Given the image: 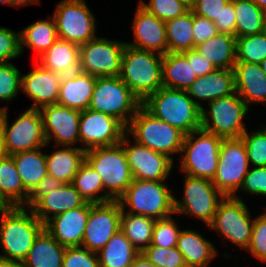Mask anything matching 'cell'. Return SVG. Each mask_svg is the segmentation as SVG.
I'll use <instances>...</instances> for the list:
<instances>
[{
    "instance_id": "25",
    "label": "cell",
    "mask_w": 266,
    "mask_h": 267,
    "mask_svg": "<svg viewBox=\"0 0 266 267\" xmlns=\"http://www.w3.org/2000/svg\"><path fill=\"white\" fill-rule=\"evenodd\" d=\"M85 203L71 183H63L56 190L43 195L30 209L45 224L51 217L83 206Z\"/></svg>"
},
{
    "instance_id": "34",
    "label": "cell",
    "mask_w": 266,
    "mask_h": 267,
    "mask_svg": "<svg viewBox=\"0 0 266 267\" xmlns=\"http://www.w3.org/2000/svg\"><path fill=\"white\" fill-rule=\"evenodd\" d=\"M196 78L192 61H188L182 53L168 52L163 55L162 82L164 87L187 91Z\"/></svg>"
},
{
    "instance_id": "38",
    "label": "cell",
    "mask_w": 266,
    "mask_h": 267,
    "mask_svg": "<svg viewBox=\"0 0 266 267\" xmlns=\"http://www.w3.org/2000/svg\"><path fill=\"white\" fill-rule=\"evenodd\" d=\"M155 221L152 217L122 212L120 230L142 253L152 242Z\"/></svg>"
},
{
    "instance_id": "29",
    "label": "cell",
    "mask_w": 266,
    "mask_h": 267,
    "mask_svg": "<svg viewBox=\"0 0 266 267\" xmlns=\"http://www.w3.org/2000/svg\"><path fill=\"white\" fill-rule=\"evenodd\" d=\"M29 196L13 158L4 154L0 156V207L26 206Z\"/></svg>"
},
{
    "instance_id": "63",
    "label": "cell",
    "mask_w": 266,
    "mask_h": 267,
    "mask_svg": "<svg viewBox=\"0 0 266 267\" xmlns=\"http://www.w3.org/2000/svg\"><path fill=\"white\" fill-rule=\"evenodd\" d=\"M0 3L11 5V0H0Z\"/></svg>"
},
{
    "instance_id": "48",
    "label": "cell",
    "mask_w": 266,
    "mask_h": 267,
    "mask_svg": "<svg viewBox=\"0 0 266 267\" xmlns=\"http://www.w3.org/2000/svg\"><path fill=\"white\" fill-rule=\"evenodd\" d=\"M62 267H100L97 252L83 247H67Z\"/></svg>"
},
{
    "instance_id": "54",
    "label": "cell",
    "mask_w": 266,
    "mask_h": 267,
    "mask_svg": "<svg viewBox=\"0 0 266 267\" xmlns=\"http://www.w3.org/2000/svg\"><path fill=\"white\" fill-rule=\"evenodd\" d=\"M63 183L56 178L46 175L30 194L28 204L25 207L31 208L43 195L59 188Z\"/></svg>"
},
{
    "instance_id": "32",
    "label": "cell",
    "mask_w": 266,
    "mask_h": 267,
    "mask_svg": "<svg viewBox=\"0 0 266 267\" xmlns=\"http://www.w3.org/2000/svg\"><path fill=\"white\" fill-rule=\"evenodd\" d=\"M236 37L218 33L216 36L197 44L194 50L216 68L233 70L236 63Z\"/></svg>"
},
{
    "instance_id": "22",
    "label": "cell",
    "mask_w": 266,
    "mask_h": 267,
    "mask_svg": "<svg viewBox=\"0 0 266 267\" xmlns=\"http://www.w3.org/2000/svg\"><path fill=\"white\" fill-rule=\"evenodd\" d=\"M90 213V203L51 217L44 228L64 247H80Z\"/></svg>"
},
{
    "instance_id": "59",
    "label": "cell",
    "mask_w": 266,
    "mask_h": 267,
    "mask_svg": "<svg viewBox=\"0 0 266 267\" xmlns=\"http://www.w3.org/2000/svg\"><path fill=\"white\" fill-rule=\"evenodd\" d=\"M6 114H7V111L0 112V139L3 138V127H4V122L6 119Z\"/></svg>"
},
{
    "instance_id": "55",
    "label": "cell",
    "mask_w": 266,
    "mask_h": 267,
    "mask_svg": "<svg viewBox=\"0 0 266 267\" xmlns=\"http://www.w3.org/2000/svg\"><path fill=\"white\" fill-rule=\"evenodd\" d=\"M182 54L187 58L188 61H192L193 73H195L197 77L207 75L216 69V67L210 63V61L202 57L194 49L183 52Z\"/></svg>"
},
{
    "instance_id": "37",
    "label": "cell",
    "mask_w": 266,
    "mask_h": 267,
    "mask_svg": "<svg viewBox=\"0 0 266 267\" xmlns=\"http://www.w3.org/2000/svg\"><path fill=\"white\" fill-rule=\"evenodd\" d=\"M193 13L191 10L184 15L165 22L168 52L183 53L194 49Z\"/></svg>"
},
{
    "instance_id": "46",
    "label": "cell",
    "mask_w": 266,
    "mask_h": 267,
    "mask_svg": "<svg viewBox=\"0 0 266 267\" xmlns=\"http://www.w3.org/2000/svg\"><path fill=\"white\" fill-rule=\"evenodd\" d=\"M142 254L157 267H187L177 247L164 248L149 245Z\"/></svg>"
},
{
    "instance_id": "56",
    "label": "cell",
    "mask_w": 266,
    "mask_h": 267,
    "mask_svg": "<svg viewBox=\"0 0 266 267\" xmlns=\"http://www.w3.org/2000/svg\"><path fill=\"white\" fill-rule=\"evenodd\" d=\"M130 267H157V266L151 263L142 253H139V255L134 259Z\"/></svg>"
},
{
    "instance_id": "31",
    "label": "cell",
    "mask_w": 266,
    "mask_h": 267,
    "mask_svg": "<svg viewBox=\"0 0 266 267\" xmlns=\"http://www.w3.org/2000/svg\"><path fill=\"white\" fill-rule=\"evenodd\" d=\"M65 249L44 228L22 263L24 267H62Z\"/></svg>"
},
{
    "instance_id": "57",
    "label": "cell",
    "mask_w": 266,
    "mask_h": 267,
    "mask_svg": "<svg viewBox=\"0 0 266 267\" xmlns=\"http://www.w3.org/2000/svg\"><path fill=\"white\" fill-rule=\"evenodd\" d=\"M0 267H24L21 261L10 260L0 257Z\"/></svg>"
},
{
    "instance_id": "44",
    "label": "cell",
    "mask_w": 266,
    "mask_h": 267,
    "mask_svg": "<svg viewBox=\"0 0 266 267\" xmlns=\"http://www.w3.org/2000/svg\"><path fill=\"white\" fill-rule=\"evenodd\" d=\"M22 74L11 62L0 64V99L12 101L21 90Z\"/></svg>"
},
{
    "instance_id": "23",
    "label": "cell",
    "mask_w": 266,
    "mask_h": 267,
    "mask_svg": "<svg viewBox=\"0 0 266 267\" xmlns=\"http://www.w3.org/2000/svg\"><path fill=\"white\" fill-rule=\"evenodd\" d=\"M234 92V71L221 68H216L207 75L197 77L187 90L189 97L200 108L203 107L200 103L202 100H207L210 103Z\"/></svg>"
},
{
    "instance_id": "53",
    "label": "cell",
    "mask_w": 266,
    "mask_h": 267,
    "mask_svg": "<svg viewBox=\"0 0 266 267\" xmlns=\"http://www.w3.org/2000/svg\"><path fill=\"white\" fill-rule=\"evenodd\" d=\"M214 24L218 33L235 36L236 19L234 11V0H231L223 9L219 18H216Z\"/></svg>"
},
{
    "instance_id": "42",
    "label": "cell",
    "mask_w": 266,
    "mask_h": 267,
    "mask_svg": "<svg viewBox=\"0 0 266 267\" xmlns=\"http://www.w3.org/2000/svg\"><path fill=\"white\" fill-rule=\"evenodd\" d=\"M241 138L245 143L249 163L254 167H266V127L251 133L246 130Z\"/></svg>"
},
{
    "instance_id": "19",
    "label": "cell",
    "mask_w": 266,
    "mask_h": 267,
    "mask_svg": "<svg viewBox=\"0 0 266 267\" xmlns=\"http://www.w3.org/2000/svg\"><path fill=\"white\" fill-rule=\"evenodd\" d=\"M46 143L54 140L56 146H73L79 142L81 111L58 103L40 109Z\"/></svg>"
},
{
    "instance_id": "26",
    "label": "cell",
    "mask_w": 266,
    "mask_h": 267,
    "mask_svg": "<svg viewBox=\"0 0 266 267\" xmlns=\"http://www.w3.org/2000/svg\"><path fill=\"white\" fill-rule=\"evenodd\" d=\"M97 77L81 71L63 75L57 103L80 111L89 108Z\"/></svg>"
},
{
    "instance_id": "6",
    "label": "cell",
    "mask_w": 266,
    "mask_h": 267,
    "mask_svg": "<svg viewBox=\"0 0 266 267\" xmlns=\"http://www.w3.org/2000/svg\"><path fill=\"white\" fill-rule=\"evenodd\" d=\"M85 161L100 175L105 193L113 200H118L133 181L121 143L87 150Z\"/></svg>"
},
{
    "instance_id": "16",
    "label": "cell",
    "mask_w": 266,
    "mask_h": 267,
    "mask_svg": "<svg viewBox=\"0 0 266 267\" xmlns=\"http://www.w3.org/2000/svg\"><path fill=\"white\" fill-rule=\"evenodd\" d=\"M127 127L117 118L86 109L81 111L79 142L85 151L118 144L126 134Z\"/></svg>"
},
{
    "instance_id": "30",
    "label": "cell",
    "mask_w": 266,
    "mask_h": 267,
    "mask_svg": "<svg viewBox=\"0 0 266 267\" xmlns=\"http://www.w3.org/2000/svg\"><path fill=\"white\" fill-rule=\"evenodd\" d=\"M85 154L82 146H62L51 154H46L47 174L62 183H72L79 167L85 161Z\"/></svg>"
},
{
    "instance_id": "36",
    "label": "cell",
    "mask_w": 266,
    "mask_h": 267,
    "mask_svg": "<svg viewBox=\"0 0 266 267\" xmlns=\"http://www.w3.org/2000/svg\"><path fill=\"white\" fill-rule=\"evenodd\" d=\"M49 17L51 18L38 20L20 31L21 53L26 46L37 53V59L58 39L55 20L53 16Z\"/></svg>"
},
{
    "instance_id": "11",
    "label": "cell",
    "mask_w": 266,
    "mask_h": 267,
    "mask_svg": "<svg viewBox=\"0 0 266 267\" xmlns=\"http://www.w3.org/2000/svg\"><path fill=\"white\" fill-rule=\"evenodd\" d=\"M250 167L242 138L223 139L218 167L212 182L225 197H234Z\"/></svg>"
},
{
    "instance_id": "40",
    "label": "cell",
    "mask_w": 266,
    "mask_h": 267,
    "mask_svg": "<svg viewBox=\"0 0 266 267\" xmlns=\"http://www.w3.org/2000/svg\"><path fill=\"white\" fill-rule=\"evenodd\" d=\"M234 11L236 38L264 32L263 10L253 0H234Z\"/></svg>"
},
{
    "instance_id": "8",
    "label": "cell",
    "mask_w": 266,
    "mask_h": 267,
    "mask_svg": "<svg viewBox=\"0 0 266 267\" xmlns=\"http://www.w3.org/2000/svg\"><path fill=\"white\" fill-rule=\"evenodd\" d=\"M141 105L120 76L97 77L88 109L111 115L127 127Z\"/></svg>"
},
{
    "instance_id": "60",
    "label": "cell",
    "mask_w": 266,
    "mask_h": 267,
    "mask_svg": "<svg viewBox=\"0 0 266 267\" xmlns=\"http://www.w3.org/2000/svg\"><path fill=\"white\" fill-rule=\"evenodd\" d=\"M260 9L266 8V0H253Z\"/></svg>"
},
{
    "instance_id": "28",
    "label": "cell",
    "mask_w": 266,
    "mask_h": 267,
    "mask_svg": "<svg viewBox=\"0 0 266 267\" xmlns=\"http://www.w3.org/2000/svg\"><path fill=\"white\" fill-rule=\"evenodd\" d=\"M176 247L187 267H208L218 254L213 243L194 230H181Z\"/></svg>"
},
{
    "instance_id": "45",
    "label": "cell",
    "mask_w": 266,
    "mask_h": 267,
    "mask_svg": "<svg viewBox=\"0 0 266 267\" xmlns=\"http://www.w3.org/2000/svg\"><path fill=\"white\" fill-rule=\"evenodd\" d=\"M180 231L181 229L176 226L172 215L163 219H156L150 245L164 248L176 247Z\"/></svg>"
},
{
    "instance_id": "2",
    "label": "cell",
    "mask_w": 266,
    "mask_h": 267,
    "mask_svg": "<svg viewBox=\"0 0 266 267\" xmlns=\"http://www.w3.org/2000/svg\"><path fill=\"white\" fill-rule=\"evenodd\" d=\"M142 106L185 135L201 128V108L189 97L186 90L162 86L149 95Z\"/></svg>"
},
{
    "instance_id": "13",
    "label": "cell",
    "mask_w": 266,
    "mask_h": 267,
    "mask_svg": "<svg viewBox=\"0 0 266 267\" xmlns=\"http://www.w3.org/2000/svg\"><path fill=\"white\" fill-rule=\"evenodd\" d=\"M183 187L182 201L174 197L175 214L195 216L209 226L225 196L209 179L185 175Z\"/></svg>"
},
{
    "instance_id": "65",
    "label": "cell",
    "mask_w": 266,
    "mask_h": 267,
    "mask_svg": "<svg viewBox=\"0 0 266 267\" xmlns=\"http://www.w3.org/2000/svg\"><path fill=\"white\" fill-rule=\"evenodd\" d=\"M264 21L266 23V8L263 9Z\"/></svg>"
},
{
    "instance_id": "12",
    "label": "cell",
    "mask_w": 266,
    "mask_h": 267,
    "mask_svg": "<svg viewBox=\"0 0 266 267\" xmlns=\"http://www.w3.org/2000/svg\"><path fill=\"white\" fill-rule=\"evenodd\" d=\"M53 18L58 39L81 46L97 37L95 17L84 0H61Z\"/></svg>"
},
{
    "instance_id": "58",
    "label": "cell",
    "mask_w": 266,
    "mask_h": 267,
    "mask_svg": "<svg viewBox=\"0 0 266 267\" xmlns=\"http://www.w3.org/2000/svg\"><path fill=\"white\" fill-rule=\"evenodd\" d=\"M33 3H39L40 4V0H11V6L14 7H23L25 5L28 4H33Z\"/></svg>"
},
{
    "instance_id": "14",
    "label": "cell",
    "mask_w": 266,
    "mask_h": 267,
    "mask_svg": "<svg viewBox=\"0 0 266 267\" xmlns=\"http://www.w3.org/2000/svg\"><path fill=\"white\" fill-rule=\"evenodd\" d=\"M46 146L48 144L43 131V119L40 110L26 109L10 126L7 108L2 138L4 155H12Z\"/></svg>"
},
{
    "instance_id": "17",
    "label": "cell",
    "mask_w": 266,
    "mask_h": 267,
    "mask_svg": "<svg viewBox=\"0 0 266 267\" xmlns=\"http://www.w3.org/2000/svg\"><path fill=\"white\" fill-rule=\"evenodd\" d=\"M122 208L118 200L90 203L81 247L98 252L120 230Z\"/></svg>"
},
{
    "instance_id": "24",
    "label": "cell",
    "mask_w": 266,
    "mask_h": 267,
    "mask_svg": "<svg viewBox=\"0 0 266 267\" xmlns=\"http://www.w3.org/2000/svg\"><path fill=\"white\" fill-rule=\"evenodd\" d=\"M235 92L250 108V103H266V75L260 64H234Z\"/></svg>"
},
{
    "instance_id": "18",
    "label": "cell",
    "mask_w": 266,
    "mask_h": 267,
    "mask_svg": "<svg viewBox=\"0 0 266 267\" xmlns=\"http://www.w3.org/2000/svg\"><path fill=\"white\" fill-rule=\"evenodd\" d=\"M134 142L132 145L127 133L120 142L126 153L133 178L144 181H166L174 161L163 153Z\"/></svg>"
},
{
    "instance_id": "39",
    "label": "cell",
    "mask_w": 266,
    "mask_h": 267,
    "mask_svg": "<svg viewBox=\"0 0 266 267\" xmlns=\"http://www.w3.org/2000/svg\"><path fill=\"white\" fill-rule=\"evenodd\" d=\"M71 184L85 202L101 204L113 200L107 193L102 192L104 187L100 175L86 161L79 167ZM100 192L102 194H99Z\"/></svg>"
},
{
    "instance_id": "33",
    "label": "cell",
    "mask_w": 266,
    "mask_h": 267,
    "mask_svg": "<svg viewBox=\"0 0 266 267\" xmlns=\"http://www.w3.org/2000/svg\"><path fill=\"white\" fill-rule=\"evenodd\" d=\"M41 148L10 155L16 165L25 190L31 194L47 175L46 154Z\"/></svg>"
},
{
    "instance_id": "10",
    "label": "cell",
    "mask_w": 266,
    "mask_h": 267,
    "mask_svg": "<svg viewBox=\"0 0 266 267\" xmlns=\"http://www.w3.org/2000/svg\"><path fill=\"white\" fill-rule=\"evenodd\" d=\"M254 218L239 196L225 197L218 205L208 226L233 244L247 250L251 241Z\"/></svg>"
},
{
    "instance_id": "43",
    "label": "cell",
    "mask_w": 266,
    "mask_h": 267,
    "mask_svg": "<svg viewBox=\"0 0 266 267\" xmlns=\"http://www.w3.org/2000/svg\"><path fill=\"white\" fill-rule=\"evenodd\" d=\"M139 4L164 22L184 15L190 10V7L180 0H149V3L140 0Z\"/></svg>"
},
{
    "instance_id": "21",
    "label": "cell",
    "mask_w": 266,
    "mask_h": 267,
    "mask_svg": "<svg viewBox=\"0 0 266 267\" xmlns=\"http://www.w3.org/2000/svg\"><path fill=\"white\" fill-rule=\"evenodd\" d=\"M35 65L32 71L22 75L21 90L33 100L29 109L40 110L57 103L62 75L43 68L37 62Z\"/></svg>"
},
{
    "instance_id": "20",
    "label": "cell",
    "mask_w": 266,
    "mask_h": 267,
    "mask_svg": "<svg viewBox=\"0 0 266 267\" xmlns=\"http://www.w3.org/2000/svg\"><path fill=\"white\" fill-rule=\"evenodd\" d=\"M133 36L135 42L127 45L161 55L168 53L165 22L149 13L139 3L133 18Z\"/></svg>"
},
{
    "instance_id": "64",
    "label": "cell",
    "mask_w": 266,
    "mask_h": 267,
    "mask_svg": "<svg viewBox=\"0 0 266 267\" xmlns=\"http://www.w3.org/2000/svg\"><path fill=\"white\" fill-rule=\"evenodd\" d=\"M3 155V151H2V139H0V156Z\"/></svg>"
},
{
    "instance_id": "49",
    "label": "cell",
    "mask_w": 266,
    "mask_h": 267,
    "mask_svg": "<svg viewBox=\"0 0 266 267\" xmlns=\"http://www.w3.org/2000/svg\"><path fill=\"white\" fill-rule=\"evenodd\" d=\"M21 53L20 32L12 31L7 27H0V64L9 63Z\"/></svg>"
},
{
    "instance_id": "1",
    "label": "cell",
    "mask_w": 266,
    "mask_h": 267,
    "mask_svg": "<svg viewBox=\"0 0 266 267\" xmlns=\"http://www.w3.org/2000/svg\"><path fill=\"white\" fill-rule=\"evenodd\" d=\"M0 214V257L23 262L44 224L25 206L0 207Z\"/></svg>"
},
{
    "instance_id": "35",
    "label": "cell",
    "mask_w": 266,
    "mask_h": 267,
    "mask_svg": "<svg viewBox=\"0 0 266 267\" xmlns=\"http://www.w3.org/2000/svg\"><path fill=\"white\" fill-rule=\"evenodd\" d=\"M139 251L119 230L108 243L97 252L100 267H130Z\"/></svg>"
},
{
    "instance_id": "52",
    "label": "cell",
    "mask_w": 266,
    "mask_h": 267,
    "mask_svg": "<svg viewBox=\"0 0 266 267\" xmlns=\"http://www.w3.org/2000/svg\"><path fill=\"white\" fill-rule=\"evenodd\" d=\"M193 39L194 44H200L218 34L213 21L207 18L193 14Z\"/></svg>"
},
{
    "instance_id": "61",
    "label": "cell",
    "mask_w": 266,
    "mask_h": 267,
    "mask_svg": "<svg viewBox=\"0 0 266 267\" xmlns=\"http://www.w3.org/2000/svg\"><path fill=\"white\" fill-rule=\"evenodd\" d=\"M260 66L262 68V71L264 72V74L266 75V59L263 60L261 63H260Z\"/></svg>"
},
{
    "instance_id": "3",
    "label": "cell",
    "mask_w": 266,
    "mask_h": 267,
    "mask_svg": "<svg viewBox=\"0 0 266 267\" xmlns=\"http://www.w3.org/2000/svg\"><path fill=\"white\" fill-rule=\"evenodd\" d=\"M163 55L125 45L122 55L121 80L143 102L162 86Z\"/></svg>"
},
{
    "instance_id": "50",
    "label": "cell",
    "mask_w": 266,
    "mask_h": 267,
    "mask_svg": "<svg viewBox=\"0 0 266 267\" xmlns=\"http://www.w3.org/2000/svg\"><path fill=\"white\" fill-rule=\"evenodd\" d=\"M239 190L266 196V167H250Z\"/></svg>"
},
{
    "instance_id": "9",
    "label": "cell",
    "mask_w": 266,
    "mask_h": 267,
    "mask_svg": "<svg viewBox=\"0 0 266 267\" xmlns=\"http://www.w3.org/2000/svg\"><path fill=\"white\" fill-rule=\"evenodd\" d=\"M209 110L201 108V128L223 139L241 138L246 127L243 119L249 107L234 92L208 103Z\"/></svg>"
},
{
    "instance_id": "47",
    "label": "cell",
    "mask_w": 266,
    "mask_h": 267,
    "mask_svg": "<svg viewBox=\"0 0 266 267\" xmlns=\"http://www.w3.org/2000/svg\"><path fill=\"white\" fill-rule=\"evenodd\" d=\"M249 251L262 262L266 261V212L254 218Z\"/></svg>"
},
{
    "instance_id": "62",
    "label": "cell",
    "mask_w": 266,
    "mask_h": 267,
    "mask_svg": "<svg viewBox=\"0 0 266 267\" xmlns=\"http://www.w3.org/2000/svg\"><path fill=\"white\" fill-rule=\"evenodd\" d=\"M180 1L184 2L186 5L191 7L194 4L195 0H180Z\"/></svg>"
},
{
    "instance_id": "41",
    "label": "cell",
    "mask_w": 266,
    "mask_h": 267,
    "mask_svg": "<svg viewBox=\"0 0 266 267\" xmlns=\"http://www.w3.org/2000/svg\"><path fill=\"white\" fill-rule=\"evenodd\" d=\"M236 62L260 64L266 59V33L237 37Z\"/></svg>"
},
{
    "instance_id": "5",
    "label": "cell",
    "mask_w": 266,
    "mask_h": 267,
    "mask_svg": "<svg viewBox=\"0 0 266 267\" xmlns=\"http://www.w3.org/2000/svg\"><path fill=\"white\" fill-rule=\"evenodd\" d=\"M126 133L133 135V140L163 153L174 161L172 155L180 154L185 134L170 124L149 113L142 105L127 126Z\"/></svg>"
},
{
    "instance_id": "7",
    "label": "cell",
    "mask_w": 266,
    "mask_h": 267,
    "mask_svg": "<svg viewBox=\"0 0 266 267\" xmlns=\"http://www.w3.org/2000/svg\"><path fill=\"white\" fill-rule=\"evenodd\" d=\"M223 138L202 128L185 135L180 169L185 175L213 180Z\"/></svg>"
},
{
    "instance_id": "66",
    "label": "cell",
    "mask_w": 266,
    "mask_h": 267,
    "mask_svg": "<svg viewBox=\"0 0 266 267\" xmlns=\"http://www.w3.org/2000/svg\"><path fill=\"white\" fill-rule=\"evenodd\" d=\"M7 108H8L7 106H5V107H0V112H1V111H7Z\"/></svg>"
},
{
    "instance_id": "51",
    "label": "cell",
    "mask_w": 266,
    "mask_h": 267,
    "mask_svg": "<svg viewBox=\"0 0 266 267\" xmlns=\"http://www.w3.org/2000/svg\"><path fill=\"white\" fill-rule=\"evenodd\" d=\"M231 0H195L190 7L193 14L215 21Z\"/></svg>"
},
{
    "instance_id": "4",
    "label": "cell",
    "mask_w": 266,
    "mask_h": 267,
    "mask_svg": "<svg viewBox=\"0 0 266 267\" xmlns=\"http://www.w3.org/2000/svg\"><path fill=\"white\" fill-rule=\"evenodd\" d=\"M164 181H144L133 178L118 199L122 212L163 219L175 214L174 195ZM129 206V207H128ZM128 211H125L126 208Z\"/></svg>"
},
{
    "instance_id": "15",
    "label": "cell",
    "mask_w": 266,
    "mask_h": 267,
    "mask_svg": "<svg viewBox=\"0 0 266 267\" xmlns=\"http://www.w3.org/2000/svg\"><path fill=\"white\" fill-rule=\"evenodd\" d=\"M126 42L96 37L80 46V71L95 77H117L121 74Z\"/></svg>"
},
{
    "instance_id": "27",
    "label": "cell",
    "mask_w": 266,
    "mask_h": 267,
    "mask_svg": "<svg viewBox=\"0 0 266 267\" xmlns=\"http://www.w3.org/2000/svg\"><path fill=\"white\" fill-rule=\"evenodd\" d=\"M80 46L57 39L54 44L35 61L43 68L63 75L80 71Z\"/></svg>"
}]
</instances>
